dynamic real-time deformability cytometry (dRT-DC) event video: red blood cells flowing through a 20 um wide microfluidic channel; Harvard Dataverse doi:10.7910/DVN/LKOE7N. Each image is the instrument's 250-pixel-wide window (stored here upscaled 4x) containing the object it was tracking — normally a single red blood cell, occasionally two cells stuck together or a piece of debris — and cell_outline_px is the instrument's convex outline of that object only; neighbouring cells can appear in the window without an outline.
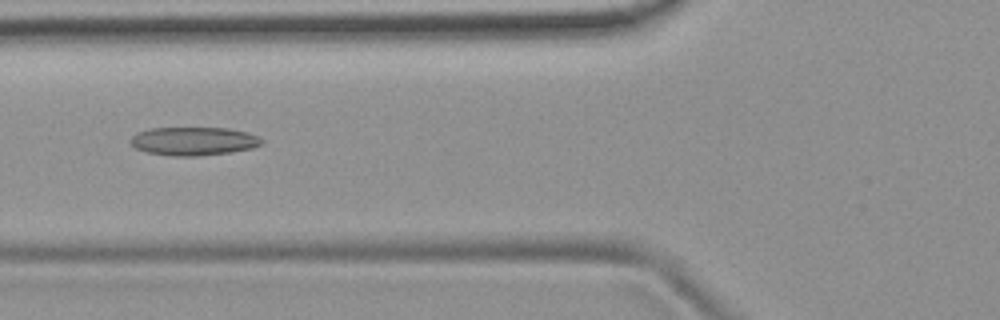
{"species": "common noctule bat (a hibernating species)", "species_latin": "Nyctalus noctula", "temperature_condition": "room temperature", "stored_images_in_passage": 8, "camera_frame_rate_fps": 3000, "um_per_image_px": 0.085, "animal": {"sex": "female", "body_mass_g": 19.9}, "frame": {"image": 1, "passage_image": 4, "time_ms": 3.667, "image_size_px": [1000, 320], "cell_outline_px": [[264, 140], [260, 144], [252, 148], [232, 152], [196, 156], [172, 156], [148, 152], [136, 148], [128, 140], [136, 132], [152, 128], [228, 128], [248, 132]], "centroid_in_image_um": [16.44, 11.99], "position_along_channel_um": 109.4, "area_um2": 21.68}}
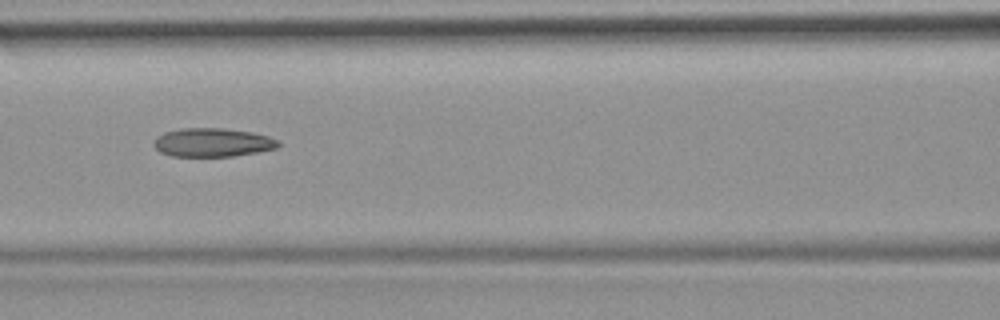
{"frame": {"image": 2, "passage_image": 5, "time_ms": 4.667, "image_size_px": [1000, 320], "cell_outline_px": [[280, 144], [276, 148], [256, 152], [232, 156], [172, 156], [160, 152], [152, 144], [156, 136], [164, 132], [180, 128], [224, 128], [252, 132], [268, 136], [276, 140]], "centroid_in_image_um": [18.02, 12.1], "position_along_channel_um": 148.6, "area_um2": 20.75}}
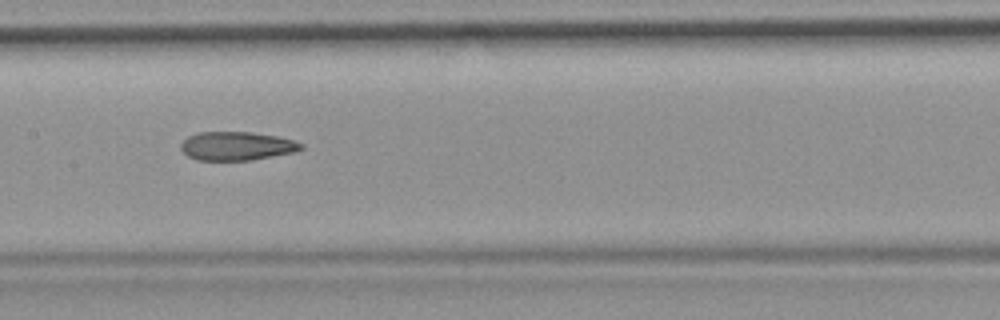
{"frame": {"image": 3, "passage_image": 6, "time_ms": 5.667, "image_size_px": [1000, 320], "cell_outline_px": [[304, 148], [296, 152], [252, 160], [196, 160], [188, 156], [180, 148], [180, 144], [188, 136], [200, 132], [252, 132], [276, 136], [296, 140], [304, 144]], "centroid_in_image_um": [20.16, 12.41], "position_along_channel_um": 187.2, "area_um2": 20.23}}